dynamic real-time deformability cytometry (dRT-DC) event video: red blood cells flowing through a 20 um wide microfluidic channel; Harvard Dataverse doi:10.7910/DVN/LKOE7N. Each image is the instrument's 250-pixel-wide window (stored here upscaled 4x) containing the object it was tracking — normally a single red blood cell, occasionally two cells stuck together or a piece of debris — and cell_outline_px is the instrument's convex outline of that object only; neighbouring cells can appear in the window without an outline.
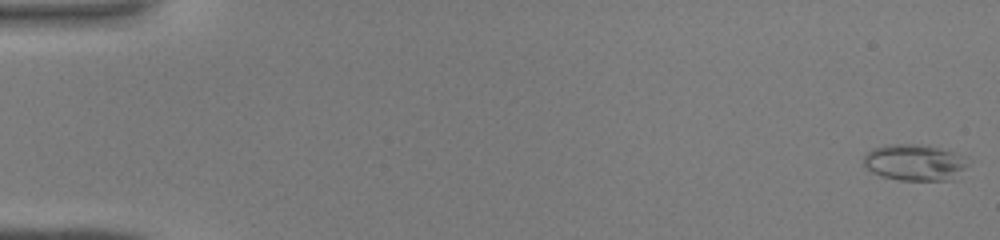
{"species": "common noctule bat (a hibernating species)", "species_latin": "Nyctalus noctula", "temperature_condition": "warm", "stored_images_in_passage": 45, "camera_frame_rate_fps": 3000, "um_per_image_px": 0.085, "animal": {"sex": "male", "body_mass_g": 19.0, "forearm_length_mm": 50.8}, "frame": {"image": 1, "passage_image": 1, "time_ms": 0.0, "image_size_px": [1000, 240], "cell_outline_px": [[972, 160], [956, 180], [900, 180], [880, 176], [872, 172], [864, 164], [864, 156], [872, 148], [884, 144], [920, 144], [952, 152], [964, 156]], "centroid_in_image_um": [77.79, 13.82], "position_along_channel_um": 7.2, "area_um2": 22.37}}
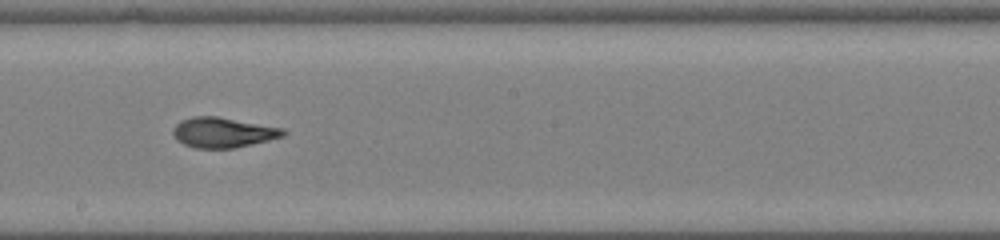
{"frame": {"image": 2, "passage_image": 26, "time_ms": 8.333, "image_size_px": [1000, 240], "cell_outline_px": [[288, 132], [284, 136], [252, 144], [232, 148], [196, 148], [184, 144], [172, 132], [172, 128], [180, 120], [192, 116], [216, 116], [284, 128]], "centroid_in_image_um": [18.97, 11.25], "position_along_channel_um": 229.2, "area_um2": 19.25}}
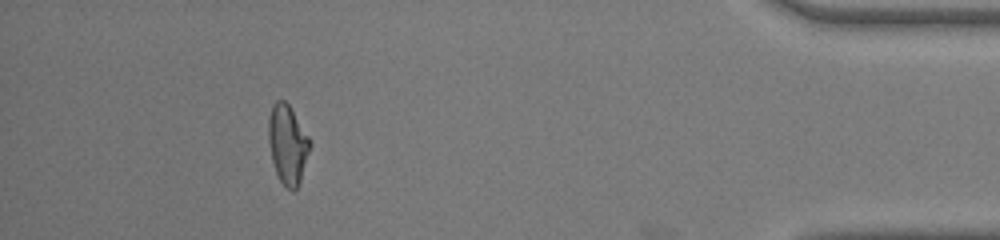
{"frame": {"image": 3, "passage_image": 41, "time_ms": 13.333, "image_size_px": [1000, 240], "cell_outline_px": [[312, 144], [300, 184], [292, 192], [284, 188], [276, 172], [272, 160], [268, 140], [268, 116], [272, 104], [276, 100], [284, 100], [288, 104], [308, 136]], "centroid_in_image_um": [24.45, 12.3], "position_along_channel_um": 410.8, "area_um2": 19.36}}